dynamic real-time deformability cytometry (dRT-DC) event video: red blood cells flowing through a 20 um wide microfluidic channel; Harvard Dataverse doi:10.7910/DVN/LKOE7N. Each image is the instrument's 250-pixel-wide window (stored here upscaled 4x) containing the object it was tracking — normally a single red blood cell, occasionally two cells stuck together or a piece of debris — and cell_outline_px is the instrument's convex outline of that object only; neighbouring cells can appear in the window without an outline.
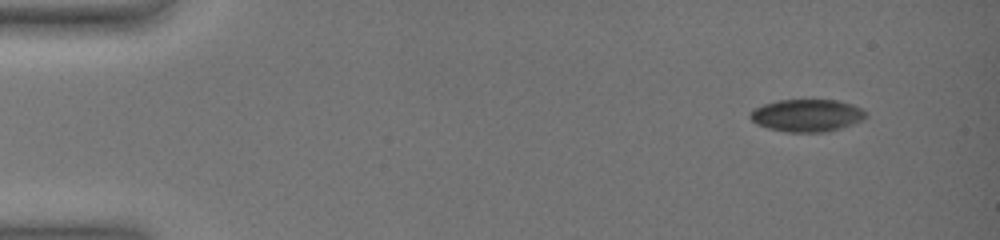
{"species": "common noctule bat (a hibernating species)", "species_latin": "Nyctalus noctula", "temperature_condition": "warm", "stored_images_in_passage": 39, "camera_frame_rate_fps": 3000, "um_per_image_px": 0.085, "animal": {"sex": "female", "body_mass_g": 19.0, "forearm_length_mm": 51.5}, "frame": {"image": 1, "passage_image": 1, "time_ms": 0.0, "image_size_px": [1000, 240], "cell_outline_px": [[868, 116], [852, 124], [840, 128], [824, 132], [784, 132], [768, 128], [756, 124], [748, 116], [756, 108], [764, 104], [780, 100], [836, 100], [852, 104], [868, 112]], "centroid_in_image_um": [68.6, 9.81], "position_along_channel_um": 16.4, "area_um2": 21.73}}
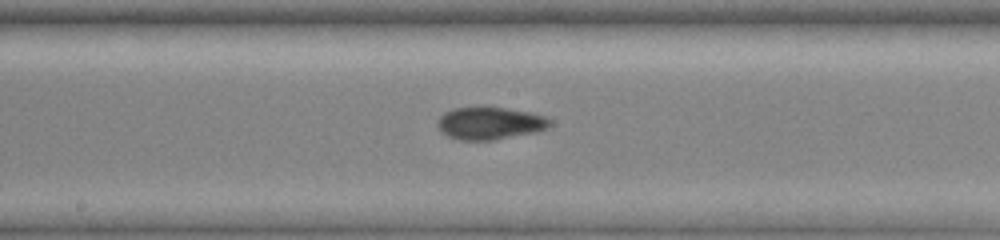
{"frame": {"image": 2, "passage_image": 20, "time_ms": 8.667, "image_size_px": [1000, 240], "cell_outline_px": [[552, 120], [548, 128], [536, 132], [496, 140], [460, 140], [448, 136], [440, 132], [436, 124], [440, 116], [444, 112], [452, 108], [480, 104], [484, 104], [528, 112], [544, 116]], "centroid_in_image_um": [41.59, 10.44], "position_along_channel_um": 206.6, "area_um2": 22.08}}
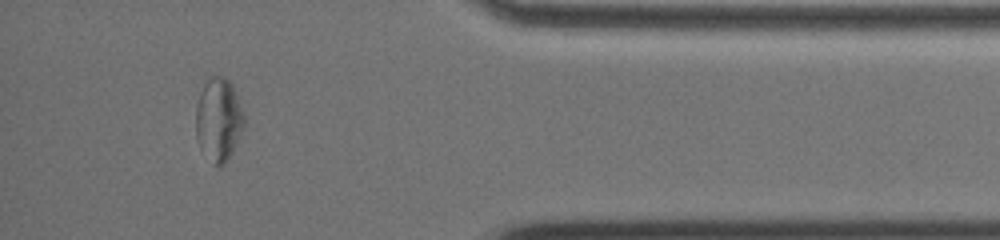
{"frame": {"image": 3, "passage_image": 34, "time_ms": 15.0, "image_size_px": [1000, 240], "cell_outline_px": [[244, 128], [232, 152], [220, 164], [212, 164], [200, 148], [196, 140], [196, 104], [200, 92], [208, 76], [220, 76], [228, 80], [232, 84], [244, 112]], "centroid_in_image_um": [18.57, 10.12], "position_along_channel_um": 416.6, "area_um2": 23.35}, "authors_computed_cell_mechanics": {"area_um2": 21.9062, "velocity_mm_per_s": 3.6034, "shape_relaxation_time_tau1_ms": null, "shape_relaxation_time_tau2_ms": 3.4952, "deformation_change_tau1": null, "deformation_change_tau2": 0.0854}}